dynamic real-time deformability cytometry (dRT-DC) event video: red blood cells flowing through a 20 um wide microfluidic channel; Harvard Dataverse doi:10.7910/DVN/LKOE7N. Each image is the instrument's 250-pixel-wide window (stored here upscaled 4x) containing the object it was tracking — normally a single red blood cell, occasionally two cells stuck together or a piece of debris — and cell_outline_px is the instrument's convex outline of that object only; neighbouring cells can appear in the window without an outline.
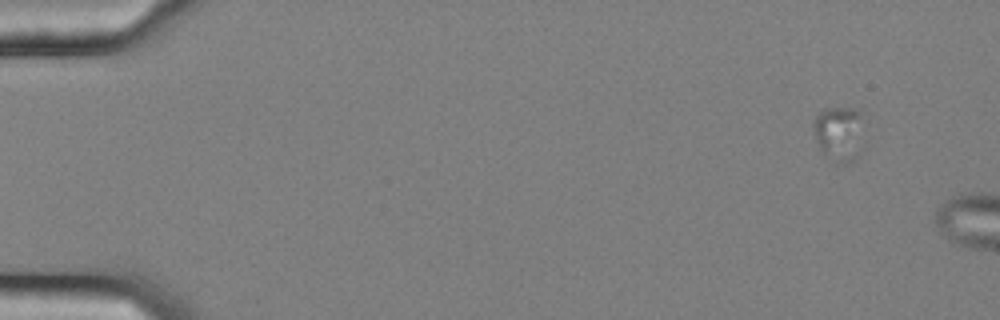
{"species": "common noctule bat (a hibernating species)", "species_latin": "Nyctalus noctula", "temperature_condition": "cold", "stored_images_in_passage": 10, "segment_of_instrument_passage": [1, 2], "camera_frame_rate_fps": 3000, "um_per_image_px": 0.085, "animal": {"sex": "female", "body_mass_g": 25.1}, "frame": {"image": 1, "passage_image": 5, "time_ms": 1.333, "image_size_px": [1000, 320], "cell_outline_px": [[868, 148], [848, 164], [836, 164], [820, 148], [812, 124], [816, 116], [820, 112], [828, 108], [860, 108]], "centroid_in_image_um": [71.47, 11.38], "position_along_channel_um": 13.5, "area_um2": 17.17}}